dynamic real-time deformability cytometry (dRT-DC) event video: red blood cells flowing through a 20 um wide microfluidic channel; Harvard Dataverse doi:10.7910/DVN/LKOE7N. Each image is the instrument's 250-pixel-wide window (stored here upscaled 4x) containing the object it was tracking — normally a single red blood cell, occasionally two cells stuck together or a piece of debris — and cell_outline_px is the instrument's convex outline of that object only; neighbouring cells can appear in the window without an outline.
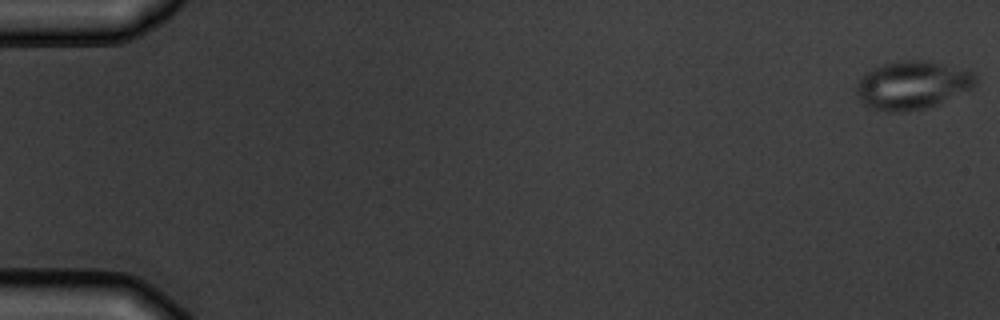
{"species": "common noctule bat (a hibernating species)", "species_latin": "Nyctalus noctula", "temperature_condition": "warm", "stored_images_in_passage": 5, "camera_frame_rate_fps": 3000, "um_per_image_px": 0.085, "animal": {"sex": "male", "body_mass_g": 19.5, "forearm_length_mm": 54.6}, "frame": {"image": 1, "passage_image": 1, "time_ms": 0.0, "image_size_px": [1000, 320], "cell_outline_px": [[976, 80], [972, 88], [936, 104], [924, 108], [904, 112], [888, 112], [872, 108], [864, 104], [860, 100], [856, 92], [856, 84], [868, 72], [880, 64], [904, 60], [928, 60], [944, 64], [972, 72], [976, 76]], "centroid_in_image_um": [77.52, 7.23], "position_along_channel_um": 7.5, "area_um2": 33.12}}